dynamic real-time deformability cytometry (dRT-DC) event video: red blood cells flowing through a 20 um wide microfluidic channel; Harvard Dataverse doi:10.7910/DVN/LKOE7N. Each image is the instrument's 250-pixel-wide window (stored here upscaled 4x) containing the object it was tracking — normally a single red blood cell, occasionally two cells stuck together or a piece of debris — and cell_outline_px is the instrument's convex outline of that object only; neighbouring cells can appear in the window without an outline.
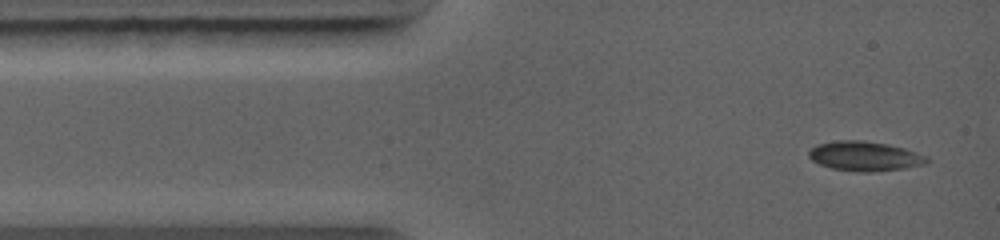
{"species": "common noctule bat (a hibernating species)", "species_latin": "Nyctalus noctula", "temperature_condition": "warm", "stored_images_in_passage": 14, "camera_frame_rate_fps": 5000, "um_per_image_px": 0.085, "animal": {"sex": "female", "body_mass_g": 19.0, "forearm_length_mm": 56.7}, "frame": {"image": 1, "passage_image": 1, "time_ms": 0.0, "image_size_px": [1000, 240], "cell_outline_px": [[928, 164], [904, 168], [868, 172], [860, 172], [832, 168], [820, 164], [812, 160], [808, 156], [808, 152], [816, 144], [836, 140], [860, 140], [888, 144], [904, 148], [928, 156]], "centroid_in_image_um": [73.51, 13.27], "position_along_channel_um": 11.5, "area_um2": 20.35}}
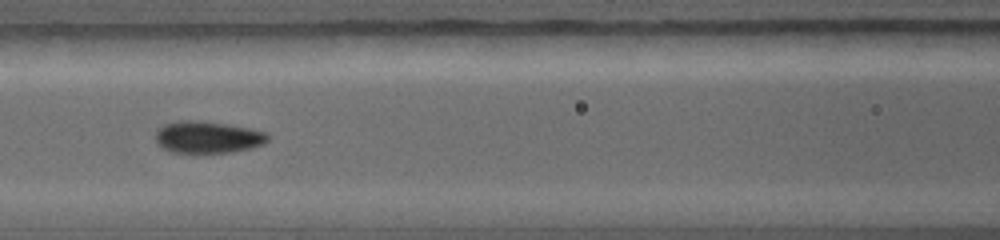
{"frame": {"image": 2, "passage_image": 6, "time_ms": 4.0, "image_size_px": [1000, 240], "cell_outline_px": [[268, 140], [264, 144], [252, 148], [232, 152], [168, 152], [156, 140], [156, 132], [164, 124], [180, 120], [196, 120], [228, 124], [268, 132]], "centroid_in_image_um": [17.69, 11.65], "position_along_channel_um": 148.9, "area_um2": 20.81}}
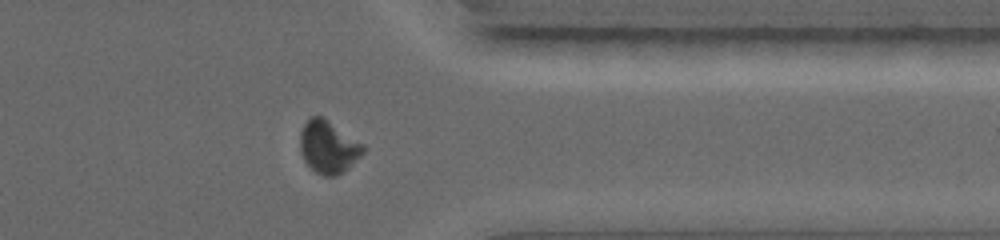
{"frame": {"image": 3, "passage_image": 12, "time_ms": 9.0, "image_size_px": [1000, 240], "cell_outline_px": [[364, 152], [344, 172], [336, 176], [324, 176], [316, 172], [304, 160], [300, 152], [300, 132], [304, 124], [312, 116], [324, 116], [364, 144]], "centroid_in_image_um": [27.91, 12.47], "position_along_channel_um": 383.5, "area_um2": 19.42}}